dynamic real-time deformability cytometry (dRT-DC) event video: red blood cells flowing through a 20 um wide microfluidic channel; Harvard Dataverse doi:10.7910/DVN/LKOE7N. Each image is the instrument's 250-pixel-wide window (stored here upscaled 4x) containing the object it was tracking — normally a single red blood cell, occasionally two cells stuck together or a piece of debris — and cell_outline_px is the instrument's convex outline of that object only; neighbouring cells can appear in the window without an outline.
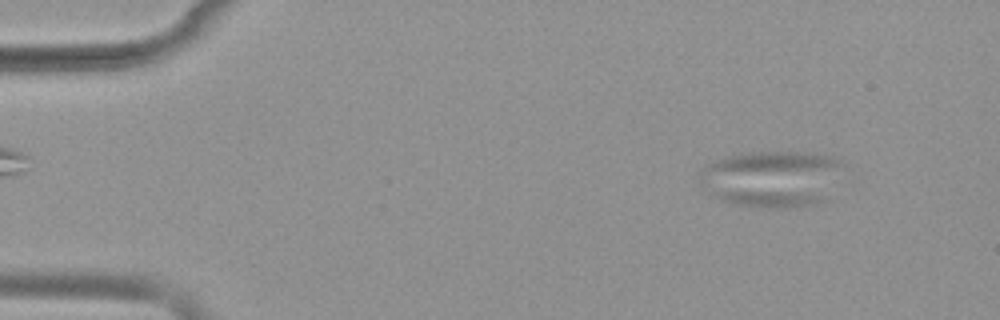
{"species": "common noctule bat (a hibernating species)", "species_latin": "Nyctalus noctula", "temperature_condition": "warm", "stored_images_in_passage": 53, "segment_of_instrument_passage": [1, 2], "camera_frame_rate_fps": 3000, "um_per_image_px": 0.085, "animal": {"sex": "female", "body_mass_g": 19.9}, "frame": {"image": 1, "passage_image": 6, "time_ms": 1.667, "image_size_px": [1000, 320], "cell_outline_px": [[828, 200], [788, 208], [776, 208], [740, 204], [724, 200], [712, 196], [712, 188], [800, 192], [816, 196]], "centroid_in_image_um": [65.11, 16.81], "position_along_channel_um": 19.9, "area_um2": 10.69}}